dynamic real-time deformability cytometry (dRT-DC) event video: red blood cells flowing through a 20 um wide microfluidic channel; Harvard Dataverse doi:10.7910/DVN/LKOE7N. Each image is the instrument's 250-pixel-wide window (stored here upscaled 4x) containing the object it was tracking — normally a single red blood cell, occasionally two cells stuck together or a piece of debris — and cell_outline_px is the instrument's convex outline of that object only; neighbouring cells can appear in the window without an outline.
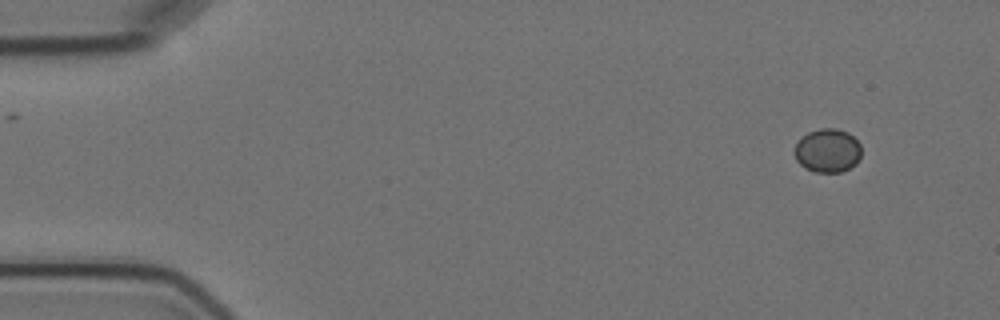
{"species": "Egyptian fruit bat (a non-hibernating species)", "species_latin": "Rousettus aegyptiacus", "temperature_condition": "cold", "stored_images_in_passage": 4, "camera_frame_rate_fps": 3000, "um_per_image_px": 0.085, "animal": {"sex": "female"}, "frame": {"image": 1, "passage_image": 1, "time_ms": 0.0, "image_size_px": [1000, 320], "cell_outline_px": [[860, 156], [856, 164], [840, 172], [816, 172], [804, 168], [796, 160], [796, 144], [808, 132], [820, 128], [836, 128], [848, 132], [860, 144]], "centroid_in_image_um": [70.36, 12.8], "position_along_channel_um": 14.6, "area_um2": 16.82}}
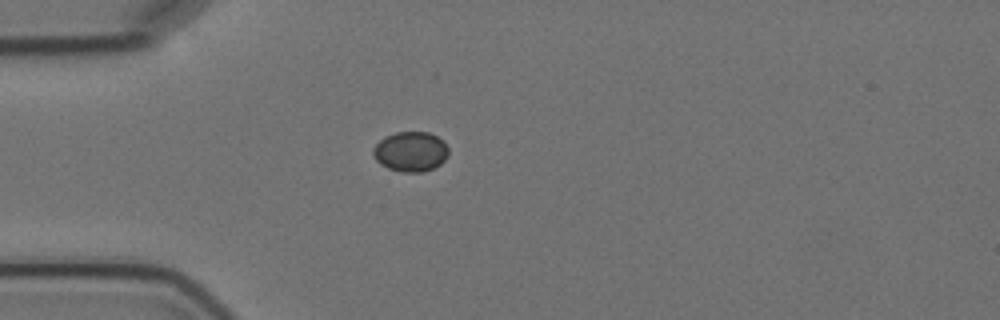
{"frame": {"image": 2, "passage_image": 4, "time_ms": 3.667, "image_size_px": [1000, 320], "cell_outline_px": [[448, 156], [440, 164], [424, 172], [400, 172], [388, 168], [380, 164], [376, 160], [372, 152], [372, 148], [384, 136], [396, 132], [428, 132], [444, 140], [448, 148]], "centroid_in_image_um": [34.9, 12.88], "position_along_channel_um": 50.1, "area_um2": 17.69}}